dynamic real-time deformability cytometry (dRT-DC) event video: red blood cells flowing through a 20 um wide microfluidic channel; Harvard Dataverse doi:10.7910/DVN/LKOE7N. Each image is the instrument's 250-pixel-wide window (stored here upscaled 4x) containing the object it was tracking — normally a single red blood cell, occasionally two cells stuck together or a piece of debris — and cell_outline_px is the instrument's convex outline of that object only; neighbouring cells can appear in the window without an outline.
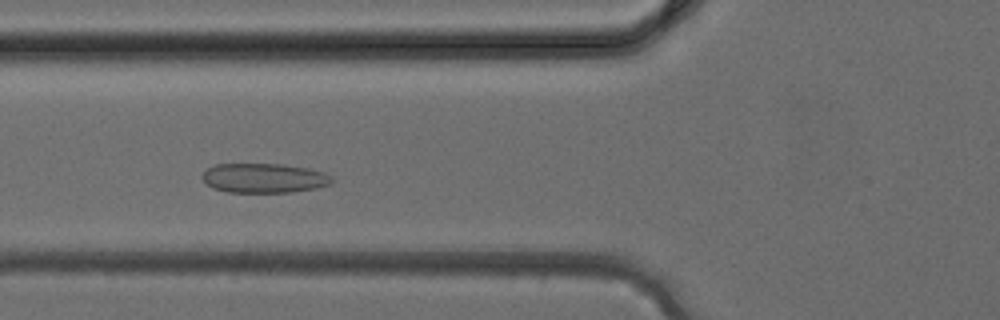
{"species": "common noctule bat (a hibernating species)", "species_latin": "Nyctalus noctula", "temperature_condition": "cold", "stored_images_in_passage": 35, "camera_frame_rate_fps": 3000, "um_per_image_px": 0.085, "animal": {"sex": "female", "body_mass_g": 24.6, "forearm_length_mm": 56.2}, "frame": {"image": 1, "passage_image": 11, "time_ms": 3.333, "image_size_px": [1000, 320], "cell_outline_px": [[332, 184], [316, 188], [292, 192], [228, 192], [212, 188], [200, 176], [208, 168], [216, 164], [284, 164], [308, 168], [324, 172], [332, 176]], "centroid_in_image_um": [22.46, 15.13], "position_along_channel_um": 103.3, "area_um2": 22.37}}
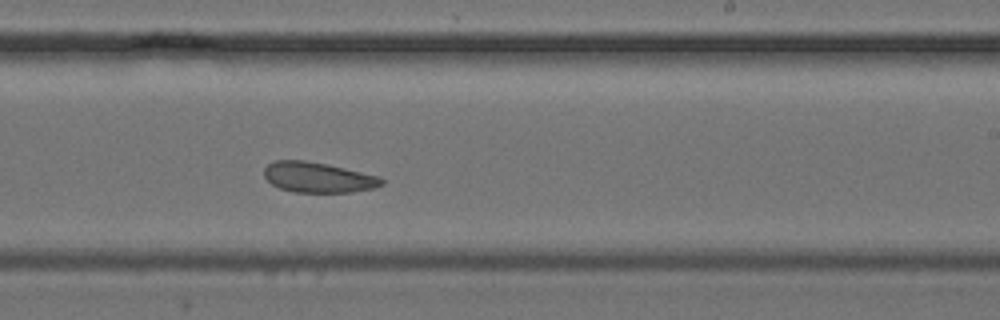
{"frame": {"image": 2, "passage_image": 20, "time_ms": 6.333, "image_size_px": [1000, 320], "cell_outline_px": [[384, 184], [376, 188], [352, 192], [296, 192], [280, 188], [272, 184], [264, 176], [264, 168], [272, 160], [304, 160], [328, 164], [380, 176], [384, 180]], "centroid_in_image_um": [27.06, 15.07], "position_along_channel_um": 261.9, "area_um2": 20.92}}
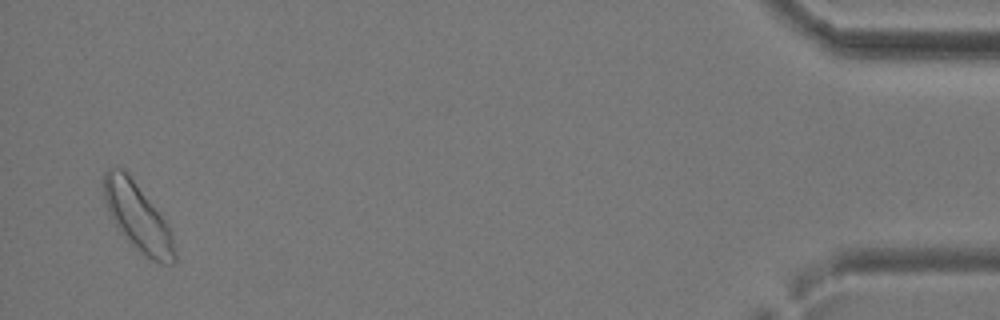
{"frame": {"image": 3, "passage_image": 34, "time_ms": 11.0, "image_size_px": [1000, 320], "cell_outline_px": [[176, 264], [160, 264], [144, 256], [128, 240], [116, 224], [108, 212], [104, 200], [104, 172], [108, 168], [124, 168], [128, 172], [160, 212], [172, 232], [176, 252]], "centroid_in_image_um": [11.74, 18.45], "position_along_channel_um": 423.5, "area_um2": 28.03}}